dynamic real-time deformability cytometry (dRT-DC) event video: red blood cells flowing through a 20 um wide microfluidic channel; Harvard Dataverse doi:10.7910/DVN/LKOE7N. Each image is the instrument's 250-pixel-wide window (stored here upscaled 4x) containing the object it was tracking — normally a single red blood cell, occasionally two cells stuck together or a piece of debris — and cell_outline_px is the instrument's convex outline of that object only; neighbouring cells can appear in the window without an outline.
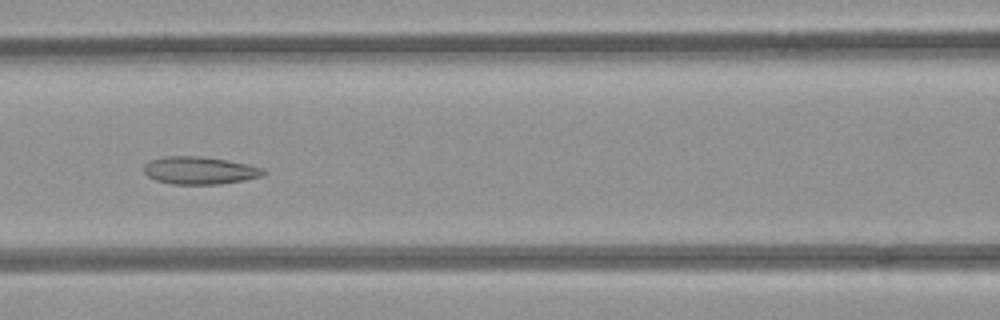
{"species": "common noctule bat (a hibernating species)", "species_latin": "Nyctalus noctula", "temperature_condition": "room temperature", "stored_images_in_passage": 52, "camera_frame_rate_fps": 3000, "um_per_image_px": 0.085, "animal": {"sex": "female", "body_mass_g": 21.9}, "frame": {"image": 1, "passage_image": 23, "time_ms": 7.333, "image_size_px": [1000, 320], "cell_outline_px": [[268, 172], [264, 176], [244, 180], [220, 184], [172, 184], [156, 180], [148, 176], [144, 172], [144, 164], [152, 160], [164, 156], [200, 156], [248, 164], [264, 168]], "centroid_in_image_um": [17.01, 14.49], "position_along_channel_um": 149.6, "area_um2": 19.25}}
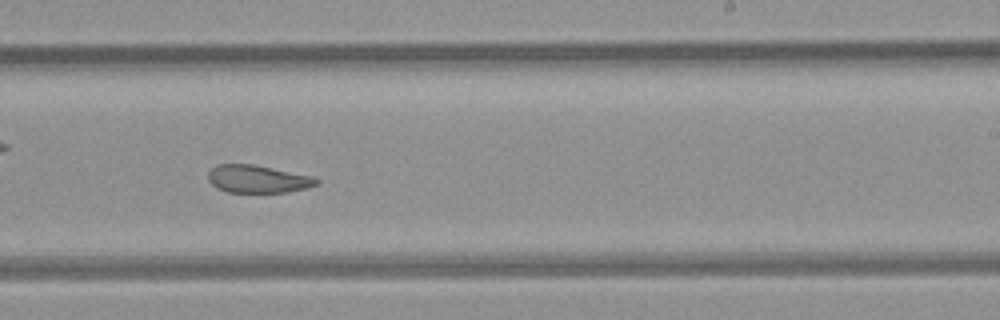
{"frame": {"image": 2, "passage_image": 32, "time_ms": 10.333, "image_size_px": [1000, 320], "cell_outline_px": [[320, 184], [308, 188], [288, 192], [228, 192], [216, 188], [208, 180], [208, 172], [216, 164], [252, 164], [312, 176], [320, 180]], "centroid_in_image_um": [21.92, 15.22], "position_along_channel_um": 267.1, "area_um2": 17.57}}
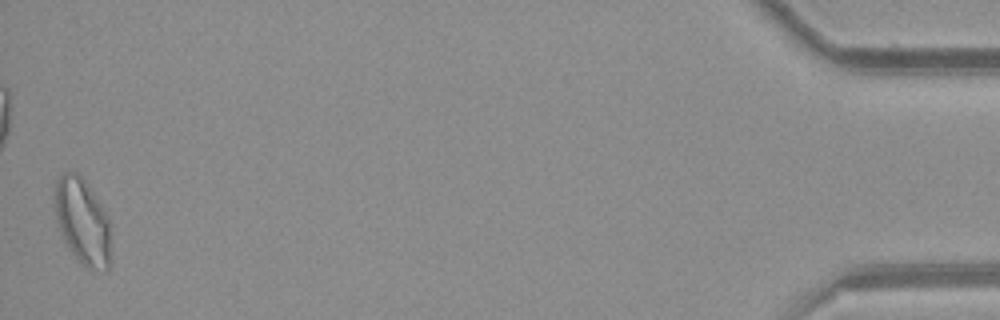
{"frame": {"image": 3, "passage_image": 52, "time_ms": 17.0, "image_size_px": [1000, 320], "cell_outline_px": [[112, 264], [104, 272], [84, 268], [76, 260], [64, 244], [56, 220], [56, 180], [64, 172], [76, 172], [88, 184], [100, 204], [108, 220], [112, 260]], "centroid_in_image_um": [7.03, 18.94], "position_along_channel_um": 428.2, "area_um2": 28.5}, "authors_computed_cell_mechanics": {"area_um2": 21.6172, "velocity_mm_per_s": 3.9209, "shape_relaxation_time_tau1_ms": null, "shape_relaxation_time_tau2_ms": 2.2674, "deformation_change_tau1": null, "deformation_change_tau2": 0.0805}}